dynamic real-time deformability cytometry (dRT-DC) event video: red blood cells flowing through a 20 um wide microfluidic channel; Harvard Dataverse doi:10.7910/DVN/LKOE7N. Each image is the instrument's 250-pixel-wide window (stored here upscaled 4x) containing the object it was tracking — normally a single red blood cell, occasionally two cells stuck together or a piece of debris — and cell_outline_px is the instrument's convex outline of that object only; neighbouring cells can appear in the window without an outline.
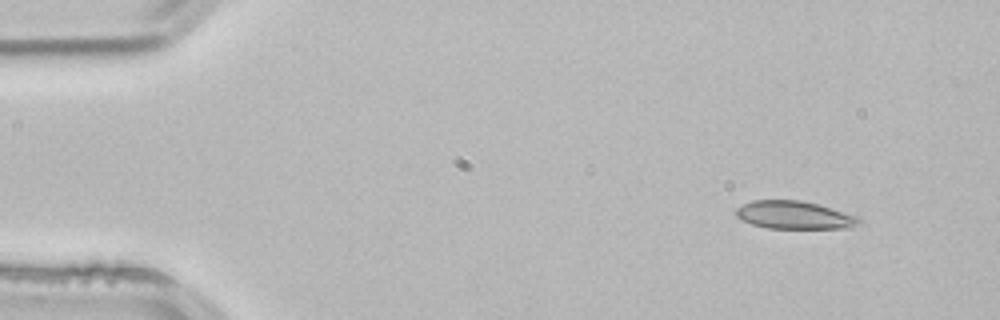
{"species": "common noctule bat (a hibernating species)", "species_latin": "Nyctalus noctula", "temperature_condition": "room temperature", "stored_images_in_passage": 3, "camera_frame_rate_fps": 3000, "um_per_image_px": 0.085, "animal": {"sex": "male", "body_mass_g": 21.5, "forearm_length_mm": 52.0}, "frame": {"image": 1, "passage_image": 1, "time_ms": 0.0, "image_size_px": [1000, 320], "cell_outline_px": [[864, 220], [848, 228], [768, 228], [752, 224], [736, 216], [736, 208], [752, 200], [800, 200], [816, 204], [860, 216]], "centroid_in_image_um": [67.54, 18.28], "position_along_channel_um": 17.5, "area_um2": 19.88}}
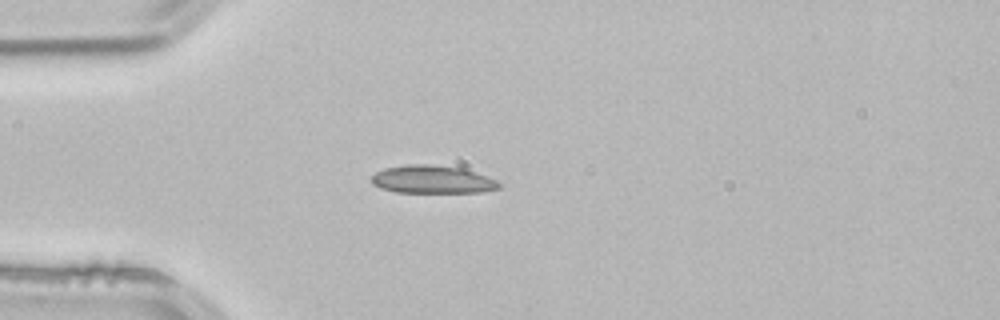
{"frame": {"image": 2, "passage_image": 3, "time_ms": 0.667, "image_size_px": [1000, 320], "cell_outline_px": [[500, 188], [484, 192], [396, 192], [380, 188], [372, 184], [372, 176], [376, 172], [384, 168], [408, 164], [428, 164], [460, 168], [496, 180], [500, 184]], "centroid_in_image_um": [36.71, 15.26], "position_along_channel_um": 48.3, "area_um2": 20.52}}